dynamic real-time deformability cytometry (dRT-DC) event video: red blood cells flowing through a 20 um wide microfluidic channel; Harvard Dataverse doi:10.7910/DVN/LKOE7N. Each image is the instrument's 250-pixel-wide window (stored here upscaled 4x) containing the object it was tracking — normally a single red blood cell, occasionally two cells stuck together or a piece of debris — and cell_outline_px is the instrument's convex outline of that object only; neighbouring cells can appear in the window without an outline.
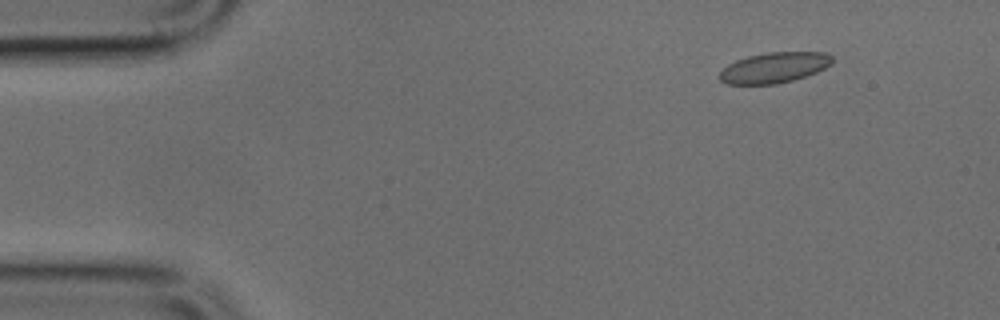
{"species": "common noctule bat (a hibernating species)", "species_latin": "Nyctalus noctula", "temperature_condition": "cold", "stored_images_in_passage": 49, "camera_frame_rate_fps": 3000, "um_per_image_px": 0.085, "animal": {"sex": "male", "body_mass_g": 17.9, "forearm_length_mm": 54.2}, "frame": {"image": 1, "passage_image": 5, "time_ms": 1.333, "image_size_px": [1000, 320], "cell_outline_px": [[832, 64], [816, 72], [792, 80], [776, 84], [728, 84], [720, 80], [720, 72], [728, 64], [736, 60], [748, 56], [768, 52], [824, 52], [832, 56]], "centroid_in_image_um": [65.81, 5.74], "position_along_channel_um": 19.2, "area_um2": 19.88}}
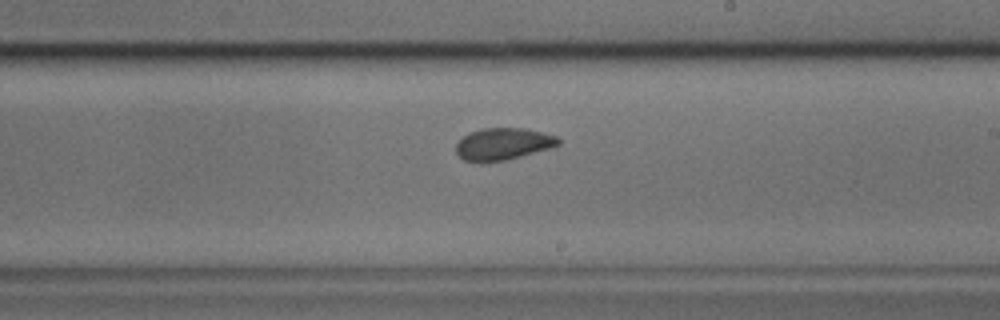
{"frame": {"image": 2, "passage_image": 28, "time_ms": 9.0, "image_size_px": [1000, 320], "cell_outline_px": [[560, 144], [552, 148], [504, 160], [464, 160], [456, 152], [456, 144], [468, 132], [484, 128], [524, 128], [556, 136], [560, 140]], "centroid_in_image_um": [42.79, 12.21], "position_along_channel_um": 246.2, "area_um2": 18.61}}
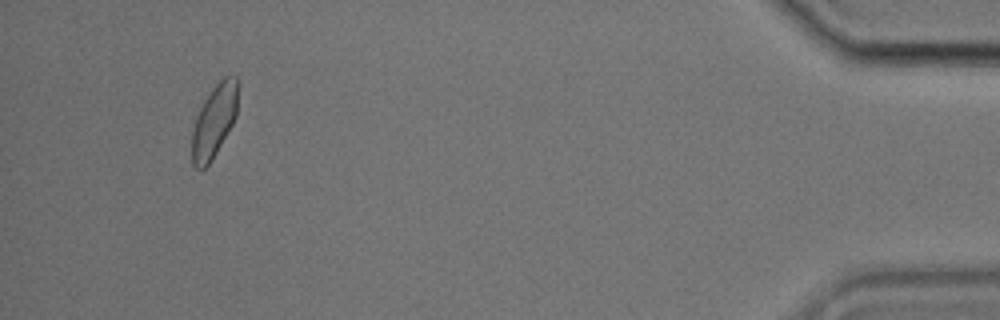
{"frame": {"image": 3, "passage_image": 46, "time_ms": 15.0, "image_size_px": [1000, 320], "cell_outline_px": [[240, 84], [236, 116], [232, 124], [216, 152], [208, 164], [204, 168], [196, 168], [192, 164], [192, 132], [196, 116], [204, 100], [212, 88], [224, 76], [236, 76], [240, 80]], "centroid_in_image_um": [18.24, 10.21], "position_along_channel_um": 417.0, "area_um2": 19.54}}